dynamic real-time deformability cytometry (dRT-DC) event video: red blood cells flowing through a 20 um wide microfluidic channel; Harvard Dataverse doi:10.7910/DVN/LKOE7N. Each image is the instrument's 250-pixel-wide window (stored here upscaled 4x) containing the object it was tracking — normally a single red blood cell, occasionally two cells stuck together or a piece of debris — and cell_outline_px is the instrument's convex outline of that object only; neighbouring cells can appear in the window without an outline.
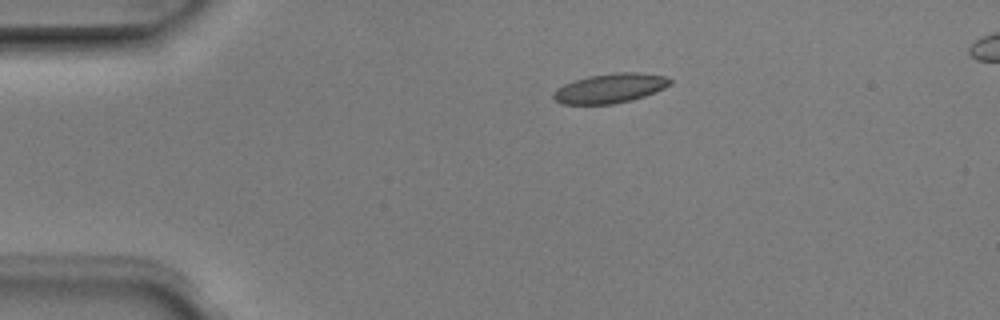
{"species": "Egyptian fruit bat (a non-hibernating species)", "species_latin": "Rousettus aegyptiacus", "temperature_condition": "room temperature", "stored_images_in_passage": 3, "camera_frame_rate_fps": 3000, "um_per_image_px": 0.085, "animal": {"sex": "male"}, "frame": {"image": 1, "passage_image": 3, "time_ms": 0.667, "image_size_px": [1000, 320], "cell_outline_px": [[672, 84], [664, 88], [644, 96], [632, 100], [612, 104], [560, 104], [552, 96], [552, 92], [556, 88], [564, 84], [588, 76], [620, 72], [636, 72], [664, 76], [672, 80]], "centroid_in_image_um": [51.84, 7.51], "position_along_channel_um": 33.2, "area_um2": 20.0}}